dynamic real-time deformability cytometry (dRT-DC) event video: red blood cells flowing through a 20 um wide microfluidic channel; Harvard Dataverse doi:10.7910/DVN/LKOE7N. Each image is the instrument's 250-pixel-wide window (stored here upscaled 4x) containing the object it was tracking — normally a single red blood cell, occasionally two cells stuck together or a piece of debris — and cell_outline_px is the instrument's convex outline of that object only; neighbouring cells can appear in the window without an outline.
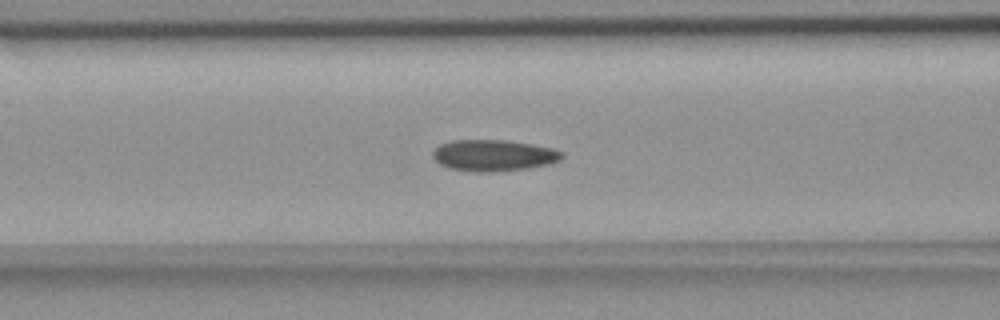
{"species": "common noctule bat (a hibernating species)", "species_latin": "Nyctalus noctula", "temperature_condition": "room temperature", "stored_images_in_passage": 39, "camera_frame_rate_fps": 3000, "um_per_image_px": 0.085, "animal": {"sex": "female", "body_mass_g": 18.4}, "frame": {"image": 1, "passage_image": 6, "time_ms": 1.667, "image_size_px": [1000, 320], "cell_outline_px": [[564, 156], [560, 160], [548, 164], [528, 168], [492, 172], [476, 172], [448, 168], [440, 164], [432, 156], [432, 152], [440, 144], [452, 140], [508, 140], [532, 144], [552, 148], [560, 152]], "centroid_in_image_um": [41.93, 13.21], "position_along_channel_um": 124.7, "area_um2": 23.58}}
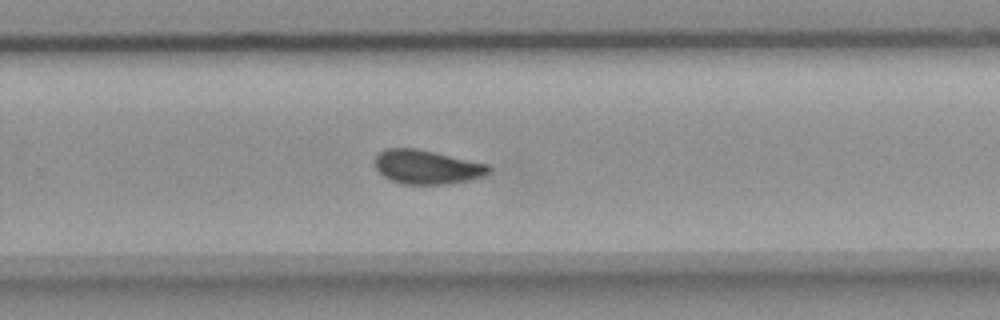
{"frame": {"image": 2, "passage_image": 20, "time_ms": 6.333, "image_size_px": [1000, 320], "cell_outline_px": [[492, 168], [484, 176], [468, 180], [448, 184], [400, 184], [384, 176], [376, 168], [376, 156], [384, 148], [416, 148], [488, 164]], "centroid_in_image_um": [36.29, 14.19], "position_along_channel_um": 293.5, "area_um2": 22.43}}
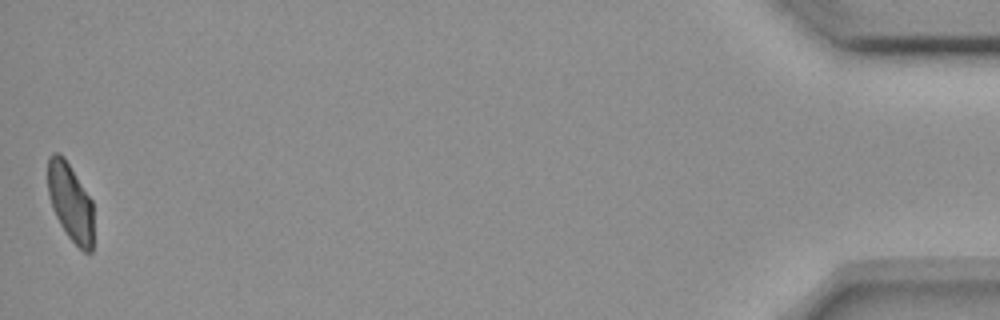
{"frame": {"image": 3, "passage_image": 39, "time_ms": 12.667, "image_size_px": [1000, 320], "cell_outline_px": [[92, 252], [84, 252], [68, 236], [60, 224], [52, 208], [48, 192], [48, 156], [52, 152], [60, 152], [64, 156], [92, 200]], "centroid_in_image_um": [5.97, 17.14], "position_along_channel_um": 429.2, "area_um2": 20.63}, "authors_computed_cell_mechanics": {"area_um2": 22.8888, "velocity_mm_per_s": 3.6345, "shape_relaxation_time_tau1_ms": 6.3169, "shape_relaxation_time_tau2_ms": 1.6773, "deformation_change_tau1": 0.1342, "deformation_change_tau2": 0.0613}}